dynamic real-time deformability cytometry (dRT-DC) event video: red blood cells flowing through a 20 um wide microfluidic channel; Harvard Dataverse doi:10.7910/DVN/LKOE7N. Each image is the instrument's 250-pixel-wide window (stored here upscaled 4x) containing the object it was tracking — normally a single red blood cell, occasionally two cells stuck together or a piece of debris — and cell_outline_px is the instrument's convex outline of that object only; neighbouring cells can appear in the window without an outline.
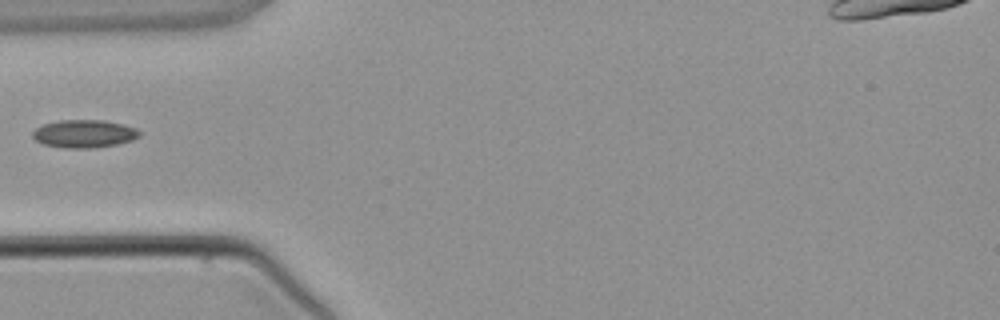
{"species": "common noctule bat (a hibernating species)", "species_latin": "Nyctalus noctula", "temperature_condition": "warm", "stored_images_in_passage": 4, "camera_frame_rate_fps": 3000, "um_per_image_px": 0.085, "animal": {"sex": "male", "body_mass_g": 21.5, "forearm_length_mm": 52.0}, "frame": {"image": 1, "passage_image": 4, "time_ms": 3.667, "image_size_px": [1000, 320], "cell_outline_px": [[140, 136], [132, 140], [116, 144], [92, 148], [64, 148], [44, 144], [36, 140], [32, 136], [32, 132], [36, 128], [44, 124], [60, 120], [104, 120], [124, 124], [136, 128], [140, 132]], "centroid_in_image_um": [7.16, 11.36], "position_along_channel_um": 77.8, "area_um2": 17.34}}